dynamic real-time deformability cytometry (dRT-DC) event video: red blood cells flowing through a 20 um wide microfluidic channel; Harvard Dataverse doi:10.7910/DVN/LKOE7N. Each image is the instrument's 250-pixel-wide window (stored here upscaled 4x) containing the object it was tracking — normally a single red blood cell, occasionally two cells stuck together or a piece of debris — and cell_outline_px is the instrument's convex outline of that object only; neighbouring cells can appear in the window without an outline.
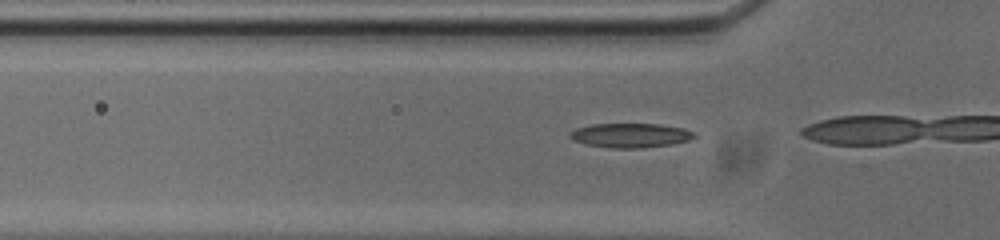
{"species": "common noctule bat (a hibernating species)", "species_latin": "Nyctalus noctula", "temperature_condition": "cold", "stored_images_in_passage": 15, "camera_frame_rate_fps": 3000, "um_per_image_px": 0.085, "animal": {"sex": "male", "body_mass_g": 20.0, "forearm_length_mm": 53.3}, "frame": {"image": 1, "passage_image": 12, "time_ms": 3.667, "image_size_px": [1000, 240], "cell_outline_px": [[696, 136], [688, 140], [672, 144], [644, 148], [612, 148], [584, 144], [572, 140], [568, 136], [576, 128], [592, 124], [660, 124], [684, 128], [692, 132]], "centroid_in_image_um": [53.57, 11.51], "position_along_channel_um": 72.2, "area_um2": 17.63}}